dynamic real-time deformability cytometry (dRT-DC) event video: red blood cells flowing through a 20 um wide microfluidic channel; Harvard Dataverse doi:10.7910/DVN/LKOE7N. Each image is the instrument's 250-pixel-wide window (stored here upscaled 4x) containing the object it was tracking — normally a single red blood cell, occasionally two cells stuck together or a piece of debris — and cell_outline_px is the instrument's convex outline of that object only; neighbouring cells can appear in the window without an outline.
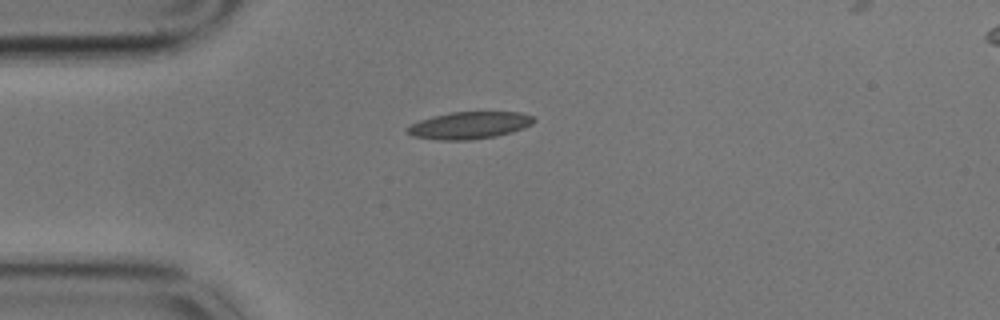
{"species": "common noctule bat (a hibernating species)", "species_latin": "Nyctalus noctula", "temperature_condition": "cold", "stored_images_in_passage": 45, "camera_frame_rate_fps": 3000, "um_per_image_px": 0.085, "animal": {"sex": "male", "body_mass_g": 17.9}, "frame": {"image": 1, "passage_image": 1, "time_ms": 0.0, "image_size_px": [1000, 320], "cell_outline_px": [[536, 120], [532, 124], [524, 128], [512, 132], [496, 136], [472, 140], [440, 140], [412, 136], [404, 132], [404, 128], [420, 120], [432, 116], [452, 112], [520, 112], [532, 116]], "centroid_in_image_um": [39.87, 10.66], "position_along_channel_um": 45.1, "area_um2": 20.17}}
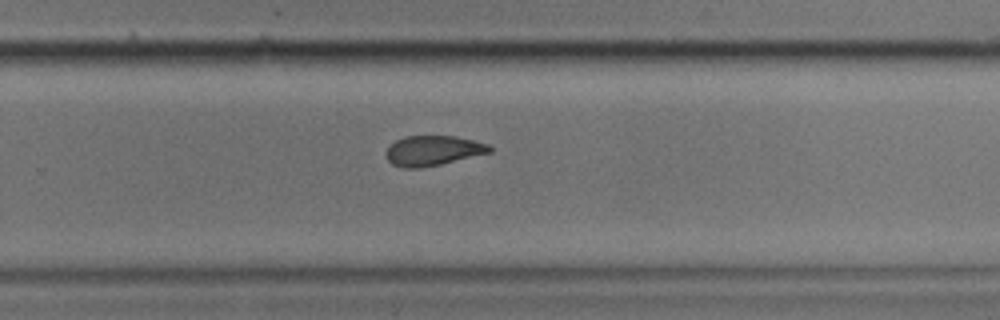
{"frame": {"image": 2, "passage_image": 24, "time_ms": 7.667, "image_size_px": [1000, 320], "cell_outline_px": [[492, 152], [440, 164], [420, 168], [400, 168], [392, 164], [388, 160], [388, 148], [396, 140], [404, 136], [456, 136], [488, 144], [492, 148]], "centroid_in_image_um": [36.82, 12.8], "position_along_channel_um": 293.0, "area_um2": 17.92}}
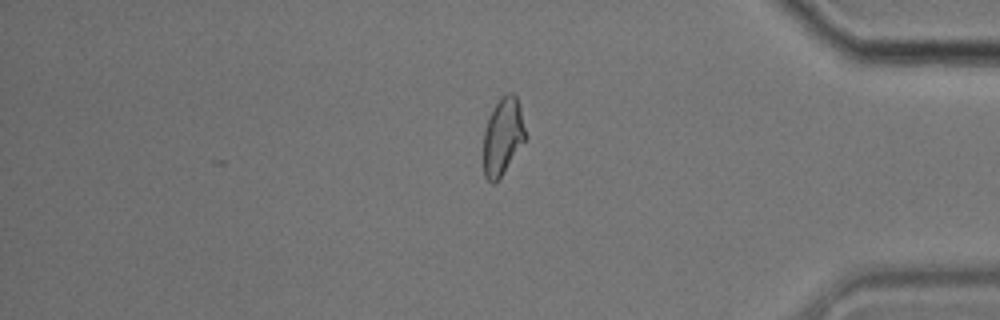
{"frame": {"image": 3, "passage_image": 35, "time_ms": 11.333, "image_size_px": [1000, 320], "cell_outline_px": [[528, 136], [496, 184], [492, 184], [484, 176], [484, 128], [488, 116], [492, 108], [508, 92], [512, 92], [516, 96], [520, 104]], "centroid_in_image_um": [42.76, 11.6], "position_along_channel_um": 392.4, "area_um2": 19.19}, "authors_computed_cell_mechanics": {"area_um2": 19.363, "velocity_mm_per_s": 3.4312, "shape_relaxation_time_tau1_ms": 8.4327, "shape_relaxation_time_tau2_ms": 4.5103, "deformation_change_tau1": 0.18, "deformation_change_tau2": 0.1201}}